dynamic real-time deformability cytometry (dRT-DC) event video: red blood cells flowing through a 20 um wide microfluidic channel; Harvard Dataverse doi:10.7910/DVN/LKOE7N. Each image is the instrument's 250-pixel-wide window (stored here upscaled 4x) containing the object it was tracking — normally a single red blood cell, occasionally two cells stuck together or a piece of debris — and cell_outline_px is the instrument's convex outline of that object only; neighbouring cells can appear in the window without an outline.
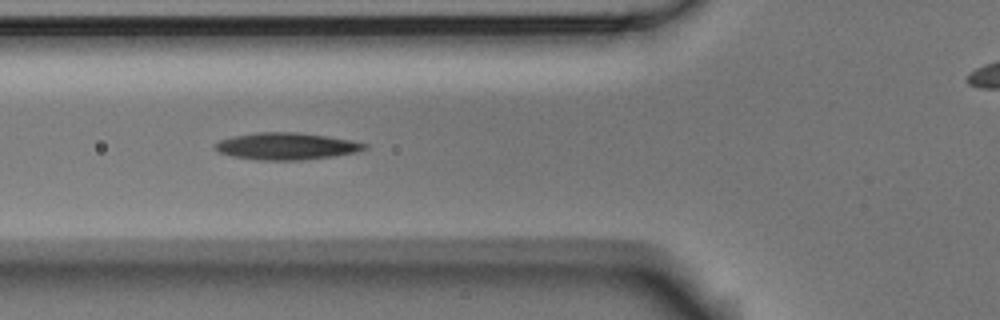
{"species": "Egyptian fruit bat (a non-hibernating species)", "species_latin": "Rousettus aegyptiacus", "temperature_condition": "room temperature", "stored_images_in_passage": 6, "segment_of_instrument_passage": [1, 2], "camera_frame_rate_fps": 3000, "um_per_image_px": 0.085, "animal": {"sex": "male"}, "frame": {"image": 1, "passage_image": 5, "time_ms": 1.333, "image_size_px": [1000, 320], "cell_outline_px": [[368, 148], [356, 152], [332, 156], [300, 160], [256, 160], [232, 156], [220, 152], [216, 148], [216, 144], [220, 140], [236, 136], [256, 132], [296, 132], [328, 136], [352, 140], [368, 144]], "centroid_in_image_um": [24.39, 12.42], "position_along_channel_um": 101.4, "area_um2": 23.29}}